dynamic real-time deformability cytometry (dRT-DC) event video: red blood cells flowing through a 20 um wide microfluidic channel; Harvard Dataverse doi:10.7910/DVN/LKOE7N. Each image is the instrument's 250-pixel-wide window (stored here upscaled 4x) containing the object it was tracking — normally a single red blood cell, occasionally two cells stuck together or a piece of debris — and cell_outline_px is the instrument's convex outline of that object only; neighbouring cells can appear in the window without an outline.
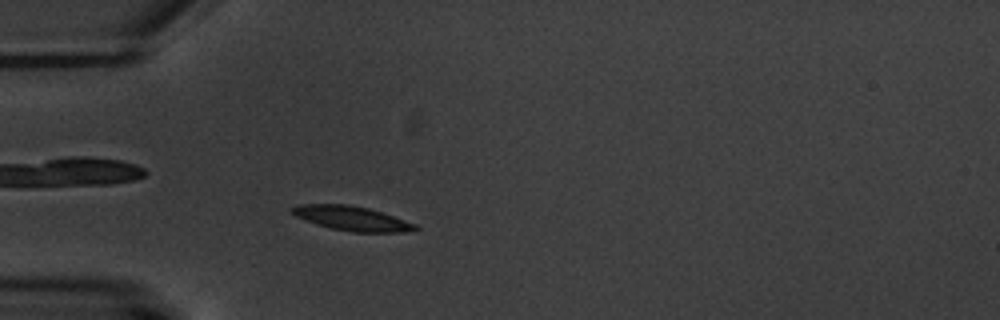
{"species": "common noctule bat (a hibernating species)", "species_latin": "Nyctalus noctula", "temperature_condition": "warm", "stored_images_in_passage": 5, "camera_frame_rate_fps": 3000, "um_per_image_px": 0.085, "animal": {"sex": "male", "body_mass_g": 20.1, "forearm_length_mm": 53.5}, "frame": {"image": 1, "passage_image": 3, "time_ms": 2.333, "image_size_px": [1000, 320], "cell_outline_px": [[420, 228], [416, 232], [352, 232], [332, 228], [316, 224], [296, 216], [288, 212], [288, 208], [300, 204], [348, 204], [368, 208], [416, 224]], "centroid_in_image_um": [29.89, 18.56], "position_along_channel_um": 55.1, "area_um2": 17.63}}